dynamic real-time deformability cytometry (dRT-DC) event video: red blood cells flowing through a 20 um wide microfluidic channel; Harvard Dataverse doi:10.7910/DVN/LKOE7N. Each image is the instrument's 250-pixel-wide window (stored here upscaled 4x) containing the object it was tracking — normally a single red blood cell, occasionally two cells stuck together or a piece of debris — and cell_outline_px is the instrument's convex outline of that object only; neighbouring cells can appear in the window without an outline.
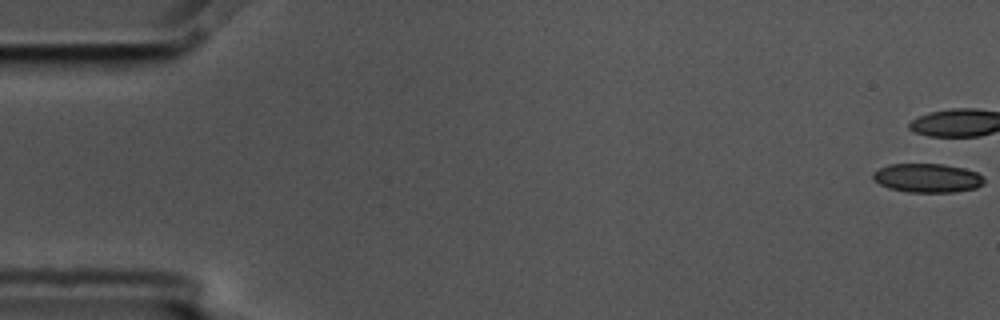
{"species": "common noctule bat (a hibernating species)", "species_latin": "Nyctalus noctula", "temperature_condition": "cold", "stored_images_in_passage": 7, "camera_frame_rate_fps": 3000, "um_per_image_px": 0.085, "animal": {"sex": "male", "body_mass_g": 17.5, "forearm_length_mm": 52.3}, "frame": {"image": 1, "passage_image": 1, "time_ms": 0.0, "image_size_px": [1000, 320], "cell_outline_px": [[984, 184], [976, 188], [956, 192], [908, 192], [888, 188], [880, 184], [872, 176], [872, 172], [888, 164], [944, 164], [964, 168], [976, 172], [984, 176]], "centroid_in_image_um": [78.85, 15.13], "position_along_channel_um": 6.1, "area_um2": 18.84}}
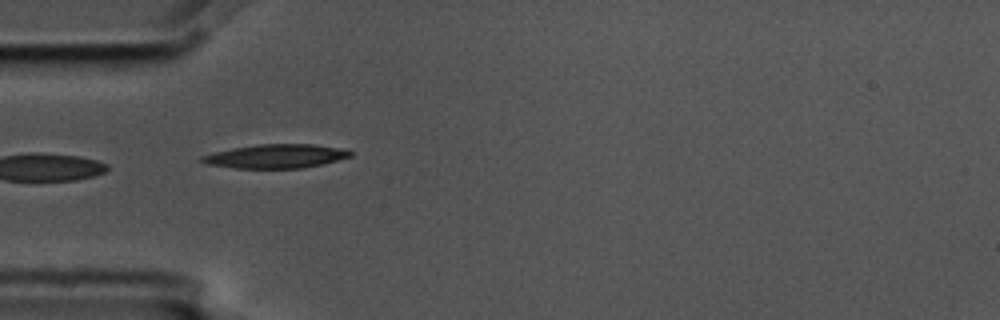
{"frame": {"image": 2, "passage_image": 4, "time_ms": 1.0, "image_size_px": [1000, 320], "cell_outline_px": [[352, 156], [324, 164], [304, 168], [236, 168], [208, 164], [200, 160], [200, 156], [212, 152], [232, 148], [256, 144], [312, 144], [336, 148], [352, 152]], "centroid_in_image_um": [23.41, 13.28], "position_along_channel_um": 61.6, "area_um2": 20.58}}